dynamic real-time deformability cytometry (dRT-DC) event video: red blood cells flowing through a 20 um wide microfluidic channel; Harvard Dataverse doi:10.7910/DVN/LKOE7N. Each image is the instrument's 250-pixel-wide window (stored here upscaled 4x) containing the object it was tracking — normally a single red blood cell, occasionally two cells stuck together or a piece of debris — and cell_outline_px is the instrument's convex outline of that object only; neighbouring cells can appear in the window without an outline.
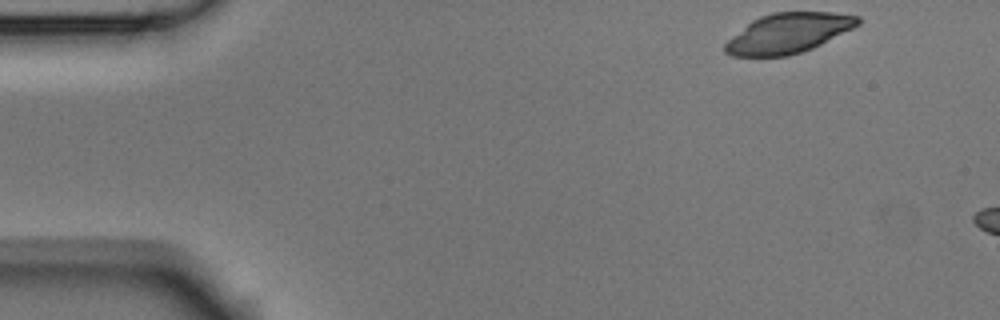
{"species": "Egyptian fruit bat (a non-hibernating species)", "species_latin": "Rousettus aegyptiacus", "temperature_condition": "room temperature", "stored_images_in_passage": 3, "camera_frame_rate_fps": 3000, "um_per_image_px": 0.085, "animal": {"sex": "male"}, "frame": {"image": 1, "passage_image": 1, "time_ms": 0.0, "image_size_px": [1000, 320], "cell_outline_px": [[860, 24], [812, 48], [788, 56], [732, 56], [724, 52], [724, 44], [732, 36], [752, 20], [760, 16], [772, 12], [832, 12], [860, 16]], "centroid_in_image_um": [66.98, 2.81], "position_along_channel_um": 18.0, "area_um2": 30.63}}